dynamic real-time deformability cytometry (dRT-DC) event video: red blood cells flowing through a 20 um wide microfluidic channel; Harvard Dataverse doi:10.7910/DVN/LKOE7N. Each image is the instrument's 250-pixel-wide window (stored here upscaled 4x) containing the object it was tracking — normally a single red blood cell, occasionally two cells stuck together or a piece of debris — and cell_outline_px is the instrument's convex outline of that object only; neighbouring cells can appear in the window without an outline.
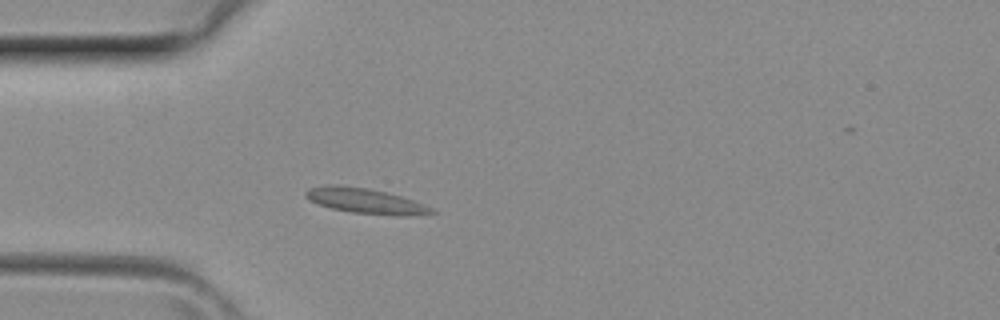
{"species": "common noctule bat (a hibernating species)", "species_latin": "Nyctalus noctula", "temperature_condition": "room temperature", "stored_images_in_passage": 2, "camera_frame_rate_fps": 3000, "um_per_image_px": 0.085, "animal": {"sex": "female", "body_mass_g": 29.2, "forearm_length_mm": 56.3}, "frame": {"image": 1, "passage_image": 2, "time_ms": 0.333, "image_size_px": [1000, 320], "cell_outline_px": [[440, 212], [408, 216], [396, 216], [352, 212], [332, 208], [308, 200], [304, 196], [304, 192], [308, 188], [328, 184], [336, 184], [368, 188], [400, 196], [424, 204]], "centroid_in_image_um": [31.05, 17.07], "position_along_channel_um": 54.0, "area_um2": 18.55}}